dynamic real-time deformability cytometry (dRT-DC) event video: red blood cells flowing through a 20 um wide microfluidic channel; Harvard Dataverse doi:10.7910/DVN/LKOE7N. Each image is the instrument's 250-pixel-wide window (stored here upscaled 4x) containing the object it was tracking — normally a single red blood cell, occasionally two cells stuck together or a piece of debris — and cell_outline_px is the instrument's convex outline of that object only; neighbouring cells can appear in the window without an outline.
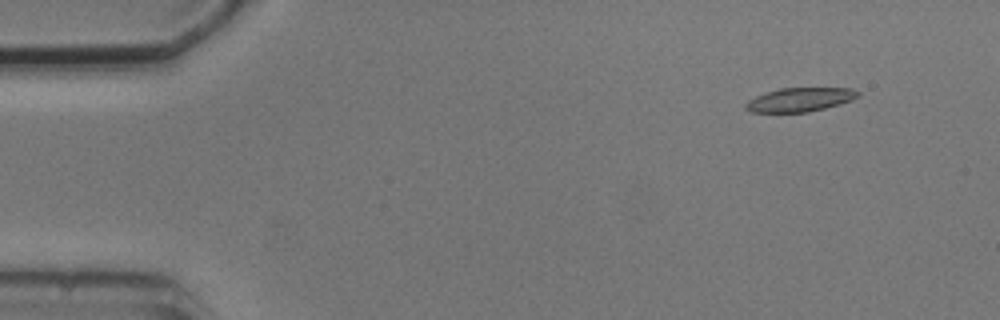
{"species": "common noctule bat (a hibernating species)", "species_latin": "Nyctalus noctula", "temperature_condition": "cold", "stored_images_in_passage": 6, "segment_of_instrument_passage": [1, 2], "camera_frame_rate_fps": 3000, "um_per_image_px": 0.085, "animal": {"sex": "male", "body_mass_g": 20.5, "forearm_length_mm": 52.5}, "frame": {"image": 1, "passage_image": 2, "time_ms": 1.0, "image_size_px": [1000, 320], "cell_outline_px": [[860, 96], [852, 100], [840, 104], [808, 112], [752, 112], [744, 108], [744, 104], [748, 100], [756, 96], [780, 88], [852, 88], [860, 92]], "centroid_in_image_um": [68.01, 8.47], "position_along_channel_um": 17.0, "area_um2": 15.61}}